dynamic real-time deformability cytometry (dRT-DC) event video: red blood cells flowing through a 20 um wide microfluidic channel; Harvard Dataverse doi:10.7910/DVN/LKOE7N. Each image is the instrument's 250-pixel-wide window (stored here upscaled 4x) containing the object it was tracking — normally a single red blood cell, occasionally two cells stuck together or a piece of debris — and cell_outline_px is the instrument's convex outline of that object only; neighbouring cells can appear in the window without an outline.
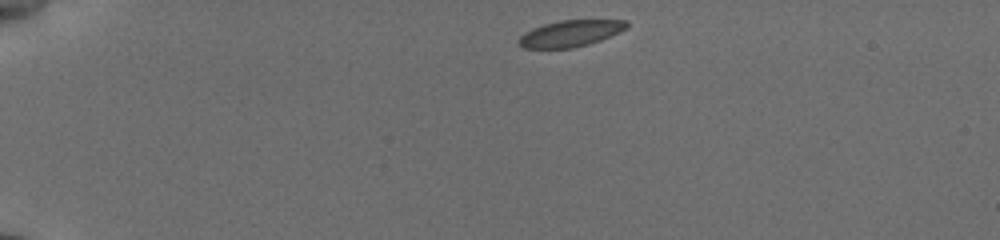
{"species": "common noctule bat (a hibernating species)", "species_latin": "Nyctalus noctula", "temperature_condition": "cold", "stored_images_in_passage": 44, "camera_frame_rate_fps": 3000, "um_per_image_px": 0.085, "animal": {"sex": "female", "body_mass_g": 19.5, "forearm_length_mm": 54.1}, "frame": {"image": 1, "passage_image": 1, "time_ms": 0.0, "image_size_px": [1000, 240], "cell_outline_px": [[628, 28], [600, 40], [588, 44], [572, 48], [524, 48], [516, 40], [524, 32], [532, 28], [544, 24], [560, 20], [628, 20]], "centroid_in_image_um": [48.47, 2.84], "position_along_channel_um": 36.5, "area_um2": 16.59}}
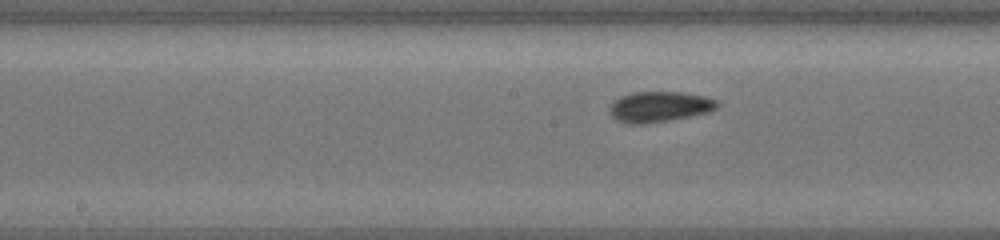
{"frame": {"image": 2, "passage_image": 19, "time_ms": 6.0, "image_size_px": [1000, 240], "cell_outline_px": [[720, 104], [716, 108], [708, 112], [648, 124], [628, 124], [616, 120], [608, 112], [608, 108], [620, 96], [632, 92], [684, 92], [704, 96], [716, 100]], "centroid_in_image_um": [56.02, 9.07], "position_along_channel_um": 192.2, "area_um2": 19.19}}
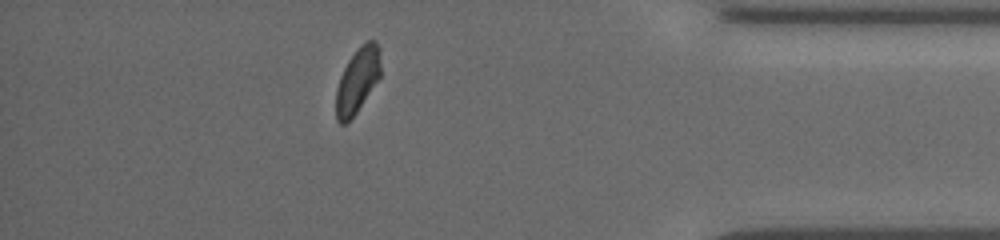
{"frame": {"image": 3, "passage_image": 38, "time_ms": 12.333, "image_size_px": [1000, 240], "cell_outline_px": [[380, 76], [356, 112], [344, 124], [340, 124], [336, 120], [336, 88], [340, 76], [348, 60], [368, 40], [376, 40], [380, 48]], "centroid_in_image_um": [30.38, 6.83], "position_along_channel_um": 404.8, "area_um2": 16.53}, "authors_computed_cell_mechanics": {"area_um2": 17.8891, "velocity_mm_per_s": 3.7942, "shape_relaxation_time_tau1_ms": 5.0741, "shape_relaxation_time_tau2_ms": 1.2634, "deformation_change_tau1": 0.084, "deformation_change_tau2": 0.0429}}